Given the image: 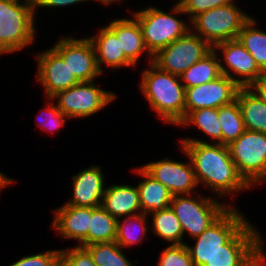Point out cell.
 <instances>
[{"label":"cell","mask_w":266,"mask_h":266,"mask_svg":"<svg viewBox=\"0 0 266 266\" xmlns=\"http://www.w3.org/2000/svg\"><path fill=\"white\" fill-rule=\"evenodd\" d=\"M177 143L189 156L198 187L200 186L201 189L203 187L202 190L207 189L211 196L223 202L227 200L230 207H236L237 197L245 191H252L253 188L238 173L230 157L228 146L195 141H178Z\"/></svg>","instance_id":"6da1fadb"},{"label":"cell","mask_w":266,"mask_h":266,"mask_svg":"<svg viewBox=\"0 0 266 266\" xmlns=\"http://www.w3.org/2000/svg\"><path fill=\"white\" fill-rule=\"evenodd\" d=\"M144 66L137 86L143 100L159 121L176 127L185 117V88L180 76L164 72L152 62Z\"/></svg>","instance_id":"7a4b0ae2"},{"label":"cell","mask_w":266,"mask_h":266,"mask_svg":"<svg viewBox=\"0 0 266 266\" xmlns=\"http://www.w3.org/2000/svg\"><path fill=\"white\" fill-rule=\"evenodd\" d=\"M149 5L139 10H134L130 6L131 9L126 8V10L138 20L145 46L154 56L159 50L185 35L191 29V25L180 5L173 3L171 9L168 8L167 11L158 5L157 7Z\"/></svg>","instance_id":"3957f363"},{"label":"cell","mask_w":266,"mask_h":266,"mask_svg":"<svg viewBox=\"0 0 266 266\" xmlns=\"http://www.w3.org/2000/svg\"><path fill=\"white\" fill-rule=\"evenodd\" d=\"M36 20L33 0H0V51L7 56L33 46Z\"/></svg>","instance_id":"277c9868"},{"label":"cell","mask_w":266,"mask_h":266,"mask_svg":"<svg viewBox=\"0 0 266 266\" xmlns=\"http://www.w3.org/2000/svg\"><path fill=\"white\" fill-rule=\"evenodd\" d=\"M170 207L179 219L183 237L194 239L211 226L230 206L200 191L189 195H174Z\"/></svg>","instance_id":"5b68a950"},{"label":"cell","mask_w":266,"mask_h":266,"mask_svg":"<svg viewBox=\"0 0 266 266\" xmlns=\"http://www.w3.org/2000/svg\"><path fill=\"white\" fill-rule=\"evenodd\" d=\"M238 3L237 0L198 14L190 21L191 30L212 48L237 39L244 24L252 17Z\"/></svg>","instance_id":"8992f818"},{"label":"cell","mask_w":266,"mask_h":266,"mask_svg":"<svg viewBox=\"0 0 266 266\" xmlns=\"http://www.w3.org/2000/svg\"><path fill=\"white\" fill-rule=\"evenodd\" d=\"M263 236L249 220L204 266H266Z\"/></svg>","instance_id":"52a82bcc"},{"label":"cell","mask_w":266,"mask_h":266,"mask_svg":"<svg viewBox=\"0 0 266 266\" xmlns=\"http://www.w3.org/2000/svg\"><path fill=\"white\" fill-rule=\"evenodd\" d=\"M96 81L77 83L69 89L57 92L51 98L70 121L92 118L118 98L115 91L98 86Z\"/></svg>","instance_id":"ba28073f"},{"label":"cell","mask_w":266,"mask_h":266,"mask_svg":"<svg viewBox=\"0 0 266 266\" xmlns=\"http://www.w3.org/2000/svg\"><path fill=\"white\" fill-rule=\"evenodd\" d=\"M239 208L229 207L192 245L185 242L194 266H204L249 221Z\"/></svg>","instance_id":"9c48e42d"},{"label":"cell","mask_w":266,"mask_h":266,"mask_svg":"<svg viewBox=\"0 0 266 266\" xmlns=\"http://www.w3.org/2000/svg\"><path fill=\"white\" fill-rule=\"evenodd\" d=\"M238 173L254 189L266 184V133L245 130L227 145Z\"/></svg>","instance_id":"30bf717a"},{"label":"cell","mask_w":266,"mask_h":266,"mask_svg":"<svg viewBox=\"0 0 266 266\" xmlns=\"http://www.w3.org/2000/svg\"><path fill=\"white\" fill-rule=\"evenodd\" d=\"M213 48L191 29L167 47L159 50L152 63L164 72L180 76Z\"/></svg>","instance_id":"8fae6325"},{"label":"cell","mask_w":266,"mask_h":266,"mask_svg":"<svg viewBox=\"0 0 266 266\" xmlns=\"http://www.w3.org/2000/svg\"><path fill=\"white\" fill-rule=\"evenodd\" d=\"M178 146L183 157L186 156L185 162L169 156L140 166L155 180L165 185L173 196L200 192L189 156L180 145Z\"/></svg>","instance_id":"7c38bea8"},{"label":"cell","mask_w":266,"mask_h":266,"mask_svg":"<svg viewBox=\"0 0 266 266\" xmlns=\"http://www.w3.org/2000/svg\"><path fill=\"white\" fill-rule=\"evenodd\" d=\"M52 48L67 63L71 73H74L80 82L97 80L102 76L97 66L93 43L88 36L78 38L70 34H60Z\"/></svg>","instance_id":"4fadbf2b"},{"label":"cell","mask_w":266,"mask_h":266,"mask_svg":"<svg viewBox=\"0 0 266 266\" xmlns=\"http://www.w3.org/2000/svg\"><path fill=\"white\" fill-rule=\"evenodd\" d=\"M213 50L219 57L221 74L235 81L240 87H250L264 74L238 39L216 44Z\"/></svg>","instance_id":"5bb4252c"},{"label":"cell","mask_w":266,"mask_h":266,"mask_svg":"<svg viewBox=\"0 0 266 266\" xmlns=\"http://www.w3.org/2000/svg\"><path fill=\"white\" fill-rule=\"evenodd\" d=\"M36 61L35 82L42 87L43 96L52 97L57 92L71 88L80 83L71 73L67 63L50 47L33 54Z\"/></svg>","instance_id":"9a60e30c"},{"label":"cell","mask_w":266,"mask_h":266,"mask_svg":"<svg viewBox=\"0 0 266 266\" xmlns=\"http://www.w3.org/2000/svg\"><path fill=\"white\" fill-rule=\"evenodd\" d=\"M241 87L226 75L216 80L185 89V116L201 108H220L236 100Z\"/></svg>","instance_id":"2e32d148"},{"label":"cell","mask_w":266,"mask_h":266,"mask_svg":"<svg viewBox=\"0 0 266 266\" xmlns=\"http://www.w3.org/2000/svg\"><path fill=\"white\" fill-rule=\"evenodd\" d=\"M50 229L57 233L60 240L75 241V246L88 245L91 208L60 204L52 209Z\"/></svg>","instance_id":"e0dca14e"},{"label":"cell","mask_w":266,"mask_h":266,"mask_svg":"<svg viewBox=\"0 0 266 266\" xmlns=\"http://www.w3.org/2000/svg\"><path fill=\"white\" fill-rule=\"evenodd\" d=\"M102 166L91 164L71 175V196L63 204L96 208L101 206L105 193L107 177ZM76 174V175H75ZM106 180V181H105Z\"/></svg>","instance_id":"ac0fdd59"},{"label":"cell","mask_w":266,"mask_h":266,"mask_svg":"<svg viewBox=\"0 0 266 266\" xmlns=\"http://www.w3.org/2000/svg\"><path fill=\"white\" fill-rule=\"evenodd\" d=\"M104 25H100L92 36H88L93 43L97 66L102 75L108 73L106 69L115 72V70L119 71L118 69L128 68L130 70L131 68H137L121 49L120 37H117L106 23Z\"/></svg>","instance_id":"d6986e66"},{"label":"cell","mask_w":266,"mask_h":266,"mask_svg":"<svg viewBox=\"0 0 266 266\" xmlns=\"http://www.w3.org/2000/svg\"><path fill=\"white\" fill-rule=\"evenodd\" d=\"M117 37H120V45L125 56L137 67L142 63L141 57L144 56L145 64L153 61V56L147 50L141 27L138 20L130 13L125 17L110 19L106 24ZM146 57V58H145ZM141 62V63H140Z\"/></svg>","instance_id":"ffe728a7"},{"label":"cell","mask_w":266,"mask_h":266,"mask_svg":"<svg viewBox=\"0 0 266 266\" xmlns=\"http://www.w3.org/2000/svg\"><path fill=\"white\" fill-rule=\"evenodd\" d=\"M102 197L101 207L116 219L136 215L141 212L139 190L133 184H109Z\"/></svg>","instance_id":"44dd1931"},{"label":"cell","mask_w":266,"mask_h":266,"mask_svg":"<svg viewBox=\"0 0 266 266\" xmlns=\"http://www.w3.org/2000/svg\"><path fill=\"white\" fill-rule=\"evenodd\" d=\"M134 167L131 172L141 178L135 182L139 190L141 212L149 215L169 207L173 195L166 186L150 176L140 165Z\"/></svg>","instance_id":"7402d4cb"},{"label":"cell","mask_w":266,"mask_h":266,"mask_svg":"<svg viewBox=\"0 0 266 266\" xmlns=\"http://www.w3.org/2000/svg\"><path fill=\"white\" fill-rule=\"evenodd\" d=\"M190 128L198 129L201 134L205 136L195 138L192 135L189 137H180L179 141H195L201 143L222 144V130L218 120V109L216 108H201L190 111L184 119L176 126V128ZM200 138V139H199Z\"/></svg>","instance_id":"603a6c76"},{"label":"cell","mask_w":266,"mask_h":266,"mask_svg":"<svg viewBox=\"0 0 266 266\" xmlns=\"http://www.w3.org/2000/svg\"><path fill=\"white\" fill-rule=\"evenodd\" d=\"M149 222V216L146 213L117 219L115 242L124 250L128 249L127 252H131L133 246L136 248V245L142 244L145 238L148 240L150 236Z\"/></svg>","instance_id":"cb8c5ba5"},{"label":"cell","mask_w":266,"mask_h":266,"mask_svg":"<svg viewBox=\"0 0 266 266\" xmlns=\"http://www.w3.org/2000/svg\"><path fill=\"white\" fill-rule=\"evenodd\" d=\"M236 101L245 129L266 133V103L250 87H241Z\"/></svg>","instance_id":"d4e9b609"},{"label":"cell","mask_w":266,"mask_h":266,"mask_svg":"<svg viewBox=\"0 0 266 266\" xmlns=\"http://www.w3.org/2000/svg\"><path fill=\"white\" fill-rule=\"evenodd\" d=\"M150 234L153 233L162 242L172 244H185L183 231L179 222L171 207H167L163 210L150 213Z\"/></svg>","instance_id":"484cf974"},{"label":"cell","mask_w":266,"mask_h":266,"mask_svg":"<svg viewBox=\"0 0 266 266\" xmlns=\"http://www.w3.org/2000/svg\"><path fill=\"white\" fill-rule=\"evenodd\" d=\"M260 22L252 16L243 26L238 35V40L253 56L261 70L266 73V31L259 28Z\"/></svg>","instance_id":"4316f807"},{"label":"cell","mask_w":266,"mask_h":266,"mask_svg":"<svg viewBox=\"0 0 266 266\" xmlns=\"http://www.w3.org/2000/svg\"><path fill=\"white\" fill-rule=\"evenodd\" d=\"M221 75L219 57L212 49L202 59L185 70L180 75V80L186 89L214 81Z\"/></svg>","instance_id":"83f0119b"},{"label":"cell","mask_w":266,"mask_h":266,"mask_svg":"<svg viewBox=\"0 0 266 266\" xmlns=\"http://www.w3.org/2000/svg\"><path fill=\"white\" fill-rule=\"evenodd\" d=\"M97 266H135L139 259L131 261L126 251L115 241L84 246ZM125 251V252H124Z\"/></svg>","instance_id":"f1b7e54d"},{"label":"cell","mask_w":266,"mask_h":266,"mask_svg":"<svg viewBox=\"0 0 266 266\" xmlns=\"http://www.w3.org/2000/svg\"><path fill=\"white\" fill-rule=\"evenodd\" d=\"M117 219L111 216L103 207L91 208L90 228L88 230V245L115 241Z\"/></svg>","instance_id":"f546056e"},{"label":"cell","mask_w":266,"mask_h":266,"mask_svg":"<svg viewBox=\"0 0 266 266\" xmlns=\"http://www.w3.org/2000/svg\"><path fill=\"white\" fill-rule=\"evenodd\" d=\"M218 120L222 130V145H229L244 132L245 126L238 102L218 108Z\"/></svg>","instance_id":"4dcf8cb0"},{"label":"cell","mask_w":266,"mask_h":266,"mask_svg":"<svg viewBox=\"0 0 266 266\" xmlns=\"http://www.w3.org/2000/svg\"><path fill=\"white\" fill-rule=\"evenodd\" d=\"M44 101H46L45 106L35 117L36 125L42 132L53 136L56 132H60V129L66 125V121L70 119L60 111L52 98L44 97Z\"/></svg>","instance_id":"1f68e13d"},{"label":"cell","mask_w":266,"mask_h":266,"mask_svg":"<svg viewBox=\"0 0 266 266\" xmlns=\"http://www.w3.org/2000/svg\"><path fill=\"white\" fill-rule=\"evenodd\" d=\"M156 266H194L185 244H168L161 249Z\"/></svg>","instance_id":"d6a6232c"},{"label":"cell","mask_w":266,"mask_h":266,"mask_svg":"<svg viewBox=\"0 0 266 266\" xmlns=\"http://www.w3.org/2000/svg\"><path fill=\"white\" fill-rule=\"evenodd\" d=\"M7 266H60V249L26 254Z\"/></svg>","instance_id":"836d02e7"},{"label":"cell","mask_w":266,"mask_h":266,"mask_svg":"<svg viewBox=\"0 0 266 266\" xmlns=\"http://www.w3.org/2000/svg\"><path fill=\"white\" fill-rule=\"evenodd\" d=\"M60 266H97L90 253L80 246L60 249Z\"/></svg>","instance_id":"e575fe53"},{"label":"cell","mask_w":266,"mask_h":266,"mask_svg":"<svg viewBox=\"0 0 266 266\" xmlns=\"http://www.w3.org/2000/svg\"><path fill=\"white\" fill-rule=\"evenodd\" d=\"M236 0H184L180 6L187 18L191 21L198 14L212 8L230 4Z\"/></svg>","instance_id":"d590c367"},{"label":"cell","mask_w":266,"mask_h":266,"mask_svg":"<svg viewBox=\"0 0 266 266\" xmlns=\"http://www.w3.org/2000/svg\"><path fill=\"white\" fill-rule=\"evenodd\" d=\"M34 1V13H35V18L38 19V11H40L39 9H51L52 11L55 10L54 8H56L57 10H59V8H69V6L73 7L75 5H80V4H84V3H91V0H33Z\"/></svg>","instance_id":"8d00e7d4"},{"label":"cell","mask_w":266,"mask_h":266,"mask_svg":"<svg viewBox=\"0 0 266 266\" xmlns=\"http://www.w3.org/2000/svg\"><path fill=\"white\" fill-rule=\"evenodd\" d=\"M250 88L266 103V73H264Z\"/></svg>","instance_id":"74e56055"},{"label":"cell","mask_w":266,"mask_h":266,"mask_svg":"<svg viewBox=\"0 0 266 266\" xmlns=\"http://www.w3.org/2000/svg\"><path fill=\"white\" fill-rule=\"evenodd\" d=\"M14 183H17V179L9 177L3 171H0V195L4 189L14 186Z\"/></svg>","instance_id":"f35d334b"},{"label":"cell","mask_w":266,"mask_h":266,"mask_svg":"<svg viewBox=\"0 0 266 266\" xmlns=\"http://www.w3.org/2000/svg\"><path fill=\"white\" fill-rule=\"evenodd\" d=\"M92 2H97L98 5L100 6H105L107 8V5H108V8L109 6L113 7L112 5L113 4H120L121 2L123 3V1H128V0H91Z\"/></svg>","instance_id":"ab89813d"},{"label":"cell","mask_w":266,"mask_h":266,"mask_svg":"<svg viewBox=\"0 0 266 266\" xmlns=\"http://www.w3.org/2000/svg\"><path fill=\"white\" fill-rule=\"evenodd\" d=\"M174 0L170 1L173 2ZM184 0H175L174 4L180 5Z\"/></svg>","instance_id":"60d3db41"},{"label":"cell","mask_w":266,"mask_h":266,"mask_svg":"<svg viewBox=\"0 0 266 266\" xmlns=\"http://www.w3.org/2000/svg\"><path fill=\"white\" fill-rule=\"evenodd\" d=\"M4 56V54L0 51V57Z\"/></svg>","instance_id":"b9f144b4"}]
</instances>
